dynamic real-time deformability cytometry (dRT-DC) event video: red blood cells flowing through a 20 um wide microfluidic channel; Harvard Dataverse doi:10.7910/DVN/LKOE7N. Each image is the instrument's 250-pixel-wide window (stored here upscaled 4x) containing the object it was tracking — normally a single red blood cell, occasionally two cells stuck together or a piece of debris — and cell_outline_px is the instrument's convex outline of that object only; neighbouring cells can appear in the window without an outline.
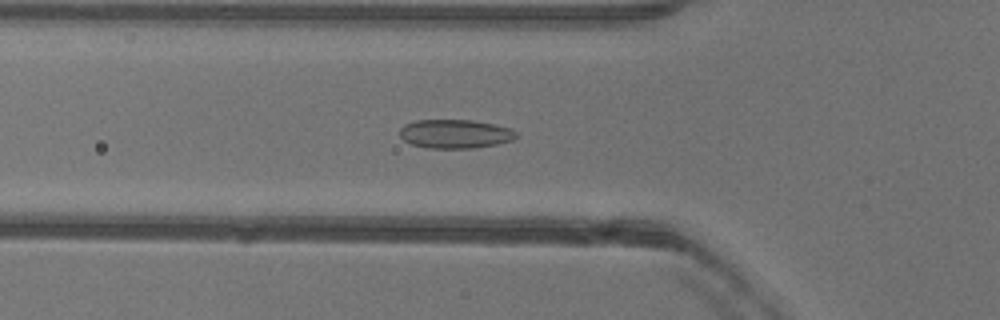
{"species": "common noctule bat (a hibernating species)", "species_latin": "Nyctalus noctula", "temperature_condition": "warm", "stored_images_in_passage": 44, "camera_frame_rate_fps": 3000, "um_per_image_px": 0.085, "animal": {"sex": "female"}, "frame": {"image": 1, "passage_image": 10, "time_ms": 3.0, "image_size_px": [1000, 320], "cell_outline_px": [[520, 136], [512, 140], [496, 144], [472, 148], [428, 148], [412, 144], [404, 140], [400, 136], [400, 128], [404, 124], [416, 120], [472, 120], [512, 128]], "centroid_in_image_um": [38.7, 11.37], "position_along_channel_um": 87.1, "area_um2": 19.59}}
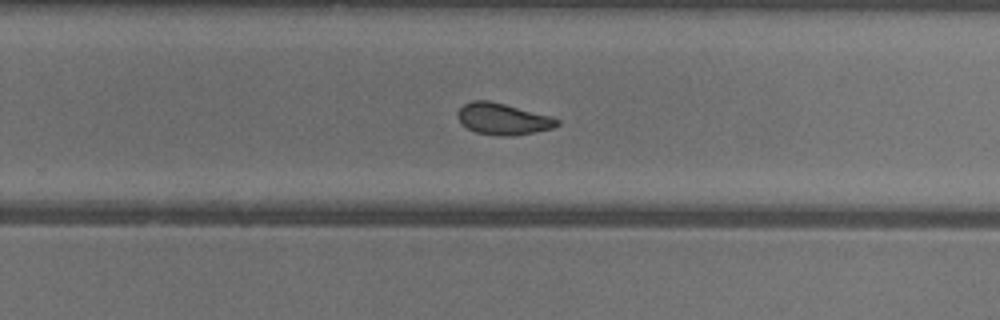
{"frame": {"image": 2, "passage_image": 25, "time_ms": 8.0, "image_size_px": [1000, 320], "cell_outline_px": [[560, 124], [552, 128], [512, 136], [500, 136], [476, 132], [460, 124], [456, 116], [460, 108], [464, 104], [472, 100], [488, 100], [552, 116], [560, 120]], "centroid_in_image_um": [42.73, 10.11], "position_along_channel_um": 287.1, "area_um2": 18.21}}
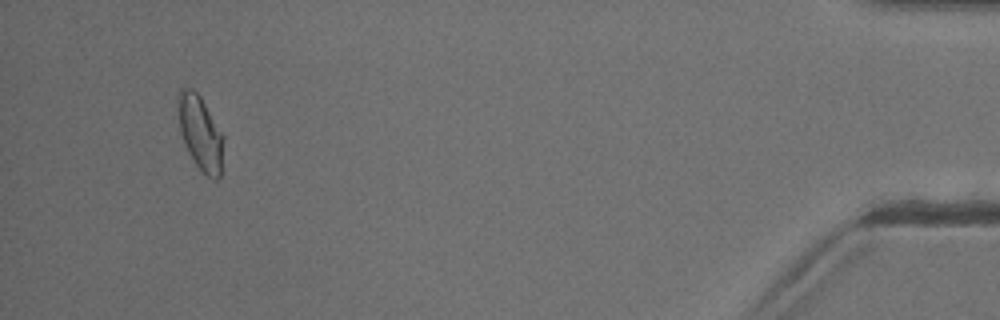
{"frame": {"image": 3, "passage_image": 41, "time_ms": 13.333, "image_size_px": [1000, 320], "cell_outline_px": [[224, 140], [220, 176], [216, 180], [212, 180], [200, 172], [188, 152], [184, 144], [180, 132], [176, 96], [180, 88], [192, 88], [200, 96], [224, 136]], "centroid_in_image_um": [17.01, 11.32], "position_along_channel_um": 418.2, "area_um2": 20.06}, "authors_computed_cell_mechanics": {"area_um2": 18.8428, "velocity_mm_per_s": 3.9942, "shape_relaxation_time_tau1_ms": 9.4652, "shape_relaxation_time_tau2_ms": 1.6523, "deformation_change_tau1": 0.1682, "deformation_change_tau2": 0.0666}}